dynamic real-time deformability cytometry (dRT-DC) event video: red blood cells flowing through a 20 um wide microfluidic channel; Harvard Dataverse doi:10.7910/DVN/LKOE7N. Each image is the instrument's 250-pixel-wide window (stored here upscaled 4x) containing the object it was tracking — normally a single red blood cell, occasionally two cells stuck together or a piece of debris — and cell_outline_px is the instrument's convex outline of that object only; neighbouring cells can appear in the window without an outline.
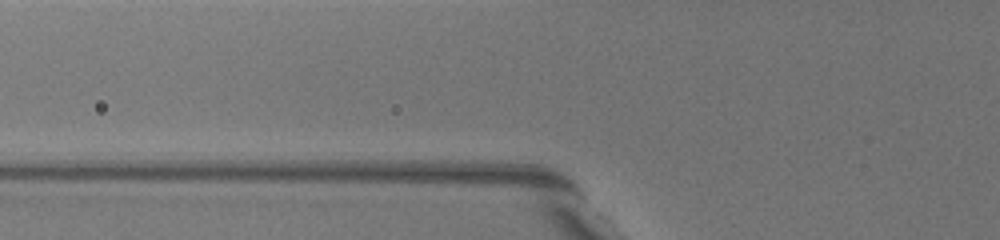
{"species": "common noctule bat (a hibernating species)", "species_latin": "Nyctalus noctula", "temperature_condition": "warm", "stored_images_in_passage": 2, "camera_frame_rate_fps": 3000, "um_per_image_px": 0.085, "animal": {"sex": "female", "body_mass_g": 19.5, "forearm_length_mm": 54.1}, "frame": {"image": 1, "passage_image": 2, "time_ms": 0.333, "image_size_px": [1000, 240], "cell_outline_px": [[668, 220], [644, 208], [600, 168], [584, 144], [584, 140], [592, 136], [604, 140], [620, 156], [668, 208]], "centroid_in_image_um": [53.11, 14.96], "position_along_channel_um": 72.7, "area_um2": 14.74}}